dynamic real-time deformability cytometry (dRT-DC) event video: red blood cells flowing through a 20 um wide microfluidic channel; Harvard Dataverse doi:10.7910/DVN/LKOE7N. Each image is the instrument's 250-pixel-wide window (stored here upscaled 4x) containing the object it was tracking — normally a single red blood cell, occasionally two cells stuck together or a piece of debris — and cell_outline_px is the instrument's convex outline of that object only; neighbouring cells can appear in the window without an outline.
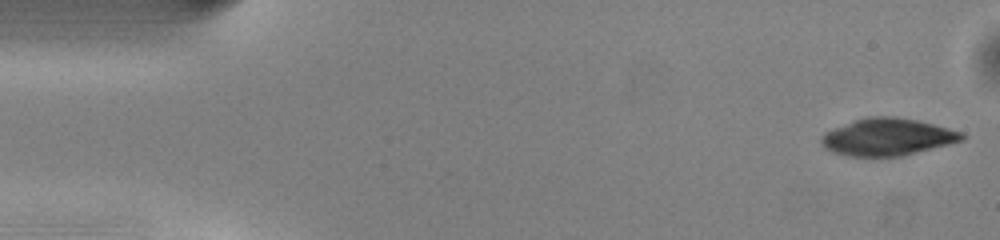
{"species": "common noctule bat (a hibernating species)", "species_latin": "Nyctalus noctula", "temperature_condition": "warm", "stored_images_in_passage": 48, "camera_frame_rate_fps": 3000, "um_per_image_px": 0.085, "animal": {"sex": "male", "body_mass_g": 13.0, "forearm_length_mm": 53.1}, "frame": {"image": 1, "passage_image": 1, "time_ms": 0.0, "image_size_px": [1000, 240], "cell_outline_px": [[964, 140], [900, 156], [872, 160], [852, 156], [836, 152], [824, 148], [820, 140], [824, 132], [832, 128], [852, 120], [868, 116], [896, 116], [916, 120], [964, 132]], "centroid_in_image_um": [75.38, 11.66], "position_along_channel_um": 9.6, "area_um2": 30.98}}
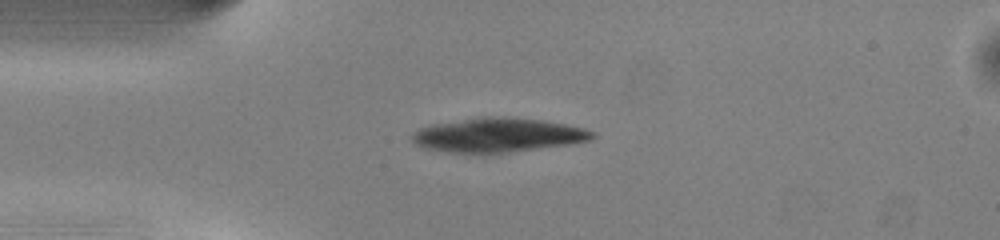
{"frame": {"image": 2, "passage_image": 11, "time_ms": 3.333, "image_size_px": [1000, 240], "cell_outline_px": [[596, 136], [588, 140], [568, 144], [508, 152], [448, 152], [428, 148], [416, 144], [412, 140], [412, 132], [420, 128], [432, 124], [480, 116], [492, 116], [544, 120], [584, 128], [596, 132]], "centroid_in_image_um": [42.32, 11.46], "position_along_channel_um": 42.7, "area_um2": 35.43}}